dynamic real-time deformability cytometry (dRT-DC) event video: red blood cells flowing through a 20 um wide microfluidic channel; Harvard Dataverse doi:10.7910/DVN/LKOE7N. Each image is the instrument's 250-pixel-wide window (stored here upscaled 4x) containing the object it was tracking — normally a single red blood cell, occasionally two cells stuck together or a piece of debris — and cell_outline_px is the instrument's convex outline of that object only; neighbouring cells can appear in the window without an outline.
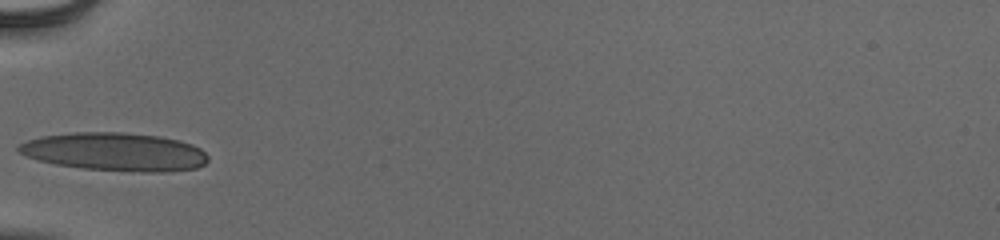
{"species": "human", "species_latin": "Homo sapiens", "temperature_condition": "cold", "stored_images_in_passage": 29, "camera_frame_rate_fps": 3000, "um_per_image_px": 0.085, "donor": {"sex": "male"}, "frame": {"image": 1, "passage_image": 1, "time_ms": 0.0, "image_size_px": [1000, 240], "cell_outline_px": [[208, 160], [204, 164], [196, 168], [168, 172], [140, 172], [84, 168], [56, 164], [36, 160], [24, 156], [16, 148], [20, 144], [28, 140], [40, 136], [72, 132], [124, 132], [160, 136], [180, 140], [192, 144], [200, 148], [208, 156]], "centroid_in_image_um": [9.77, 12.9], "position_along_channel_um": 75.2, "area_um2": 42.43}}
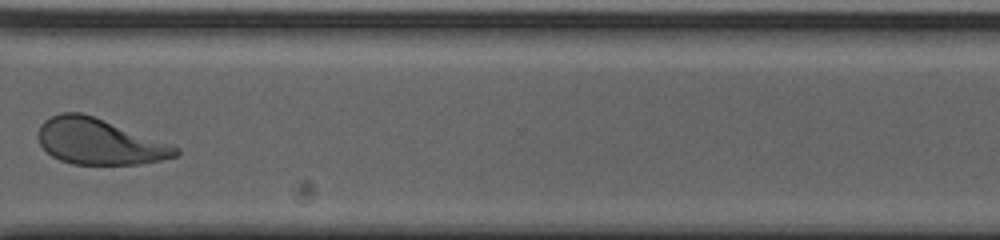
{"frame": {"image": 2, "passage_image": 23, "time_ms": 7.333, "image_size_px": [1000, 240], "cell_outline_px": [[180, 156], [140, 164], [72, 164], [60, 160], [52, 156], [40, 144], [36, 136], [36, 132], [40, 124], [44, 120], [60, 112], [80, 112], [92, 116], [180, 148]], "centroid_in_image_um": [8.39, 12.04], "position_along_channel_um": 362.2, "area_um2": 36.41}}
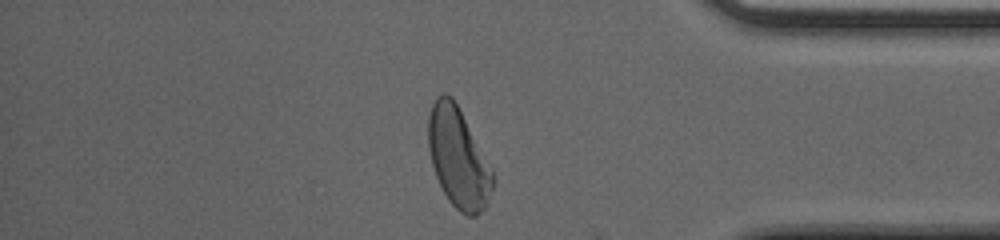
{"frame": {"image": 3, "passage_image": 27, "time_ms": 8.667, "image_size_px": [1000, 240], "cell_outline_px": [[496, 184], [484, 208], [476, 216], [468, 216], [460, 212], [448, 200], [436, 176], [432, 164], [428, 148], [428, 116], [432, 104], [444, 92], [452, 96], [492, 168], [496, 180]], "centroid_in_image_um": [38.97, 13.45], "position_along_channel_um": 396.2, "area_um2": 37.4}}